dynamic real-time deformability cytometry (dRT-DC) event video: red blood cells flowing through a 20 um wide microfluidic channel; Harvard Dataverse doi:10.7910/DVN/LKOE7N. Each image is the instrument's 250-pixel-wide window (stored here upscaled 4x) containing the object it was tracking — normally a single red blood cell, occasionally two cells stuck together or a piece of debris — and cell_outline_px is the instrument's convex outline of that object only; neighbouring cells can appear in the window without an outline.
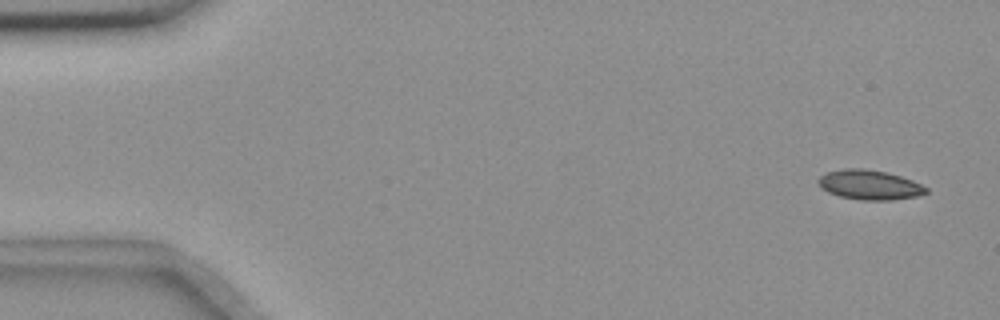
{"species": "common noctule bat (a hibernating species)", "species_latin": "Nyctalus noctula", "temperature_condition": "room temperature", "stored_images_in_passage": 56, "camera_frame_rate_fps": 3000, "um_per_image_px": 0.085, "animal": {"sex": "female", "body_mass_g": 18.4}, "frame": {"image": 1, "passage_image": 3, "time_ms": 0.667, "image_size_px": [1000, 320], "cell_outline_px": [[928, 192], [916, 196], [892, 200], [860, 200], [840, 196], [828, 192], [820, 188], [816, 180], [820, 176], [828, 172], [844, 168], [864, 168], [884, 172], [900, 176], [912, 180], [928, 188]], "centroid_in_image_um": [73.88, 15.71], "position_along_channel_um": 11.1, "area_um2": 18.61}}
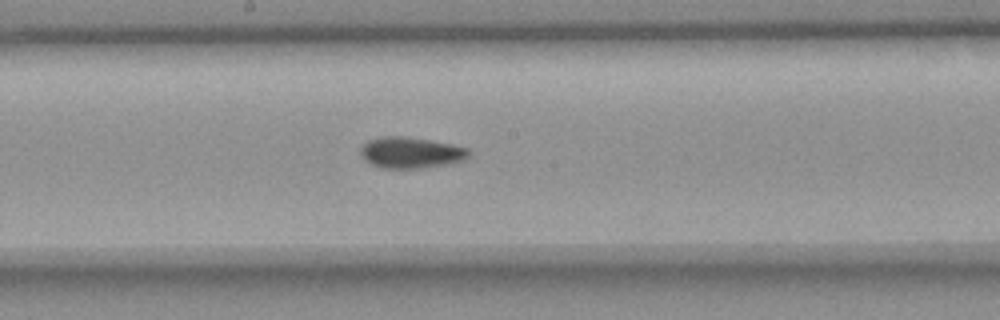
{"frame": {"image": 2, "passage_image": 30, "time_ms": 9.667, "image_size_px": [1000, 320], "cell_outline_px": [[468, 156], [464, 160], [452, 164], [424, 168], [384, 168], [372, 164], [364, 160], [360, 156], [360, 148], [368, 140], [384, 136], [404, 136], [432, 140], [452, 144], [468, 148]], "centroid_in_image_um": [34.92, 12.97], "position_along_channel_um": 213.3, "area_um2": 19.83}}
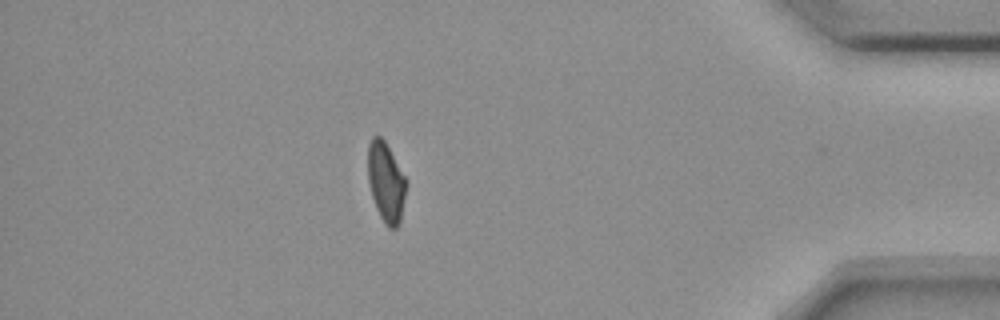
{"frame": {"image": 3, "passage_image": 49, "time_ms": 16.0, "image_size_px": [1000, 320], "cell_outline_px": [[408, 180], [400, 224], [396, 228], [388, 228], [384, 224], [376, 208], [372, 196], [368, 180], [368, 144], [372, 136], [380, 136], [384, 140]], "centroid_in_image_um": [32.82, 15.5], "position_along_channel_um": 402.4, "area_um2": 18.03}, "authors_computed_cell_mechanics": {"area_um2": 18.8428, "velocity_mm_per_s": 3.6622, "shape_relaxation_time_tau1_ms": null, "shape_relaxation_time_tau2_ms": 5.8085, "deformation_change_tau1": null, "deformation_change_tau2": 0.089}}